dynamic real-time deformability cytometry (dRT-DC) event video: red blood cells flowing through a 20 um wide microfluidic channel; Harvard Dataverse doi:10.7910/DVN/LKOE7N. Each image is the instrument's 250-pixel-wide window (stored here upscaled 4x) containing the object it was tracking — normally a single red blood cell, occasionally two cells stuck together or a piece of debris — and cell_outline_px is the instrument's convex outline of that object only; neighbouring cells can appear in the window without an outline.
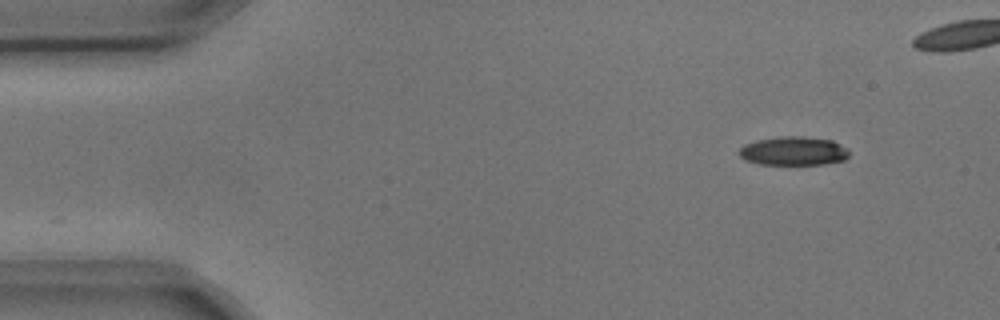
{"species": "common noctule bat (a hibernating species)", "species_latin": "Nyctalus noctula", "temperature_condition": "cold", "stored_images_in_passage": 2, "camera_frame_rate_fps": 3000, "um_per_image_px": 0.085, "animal": {"sex": "male", "body_mass_g": 17.9, "forearm_length_mm": 54.2}, "frame": {"image": 1, "passage_image": 2, "time_ms": 0.333, "image_size_px": [1000, 320], "cell_outline_px": [[848, 156], [844, 160], [824, 164], [760, 164], [744, 160], [736, 152], [744, 144], [756, 140], [780, 136], [804, 136], [832, 140], [848, 148]], "centroid_in_image_um": [67.42, 12.83], "position_along_channel_um": 17.6, "area_um2": 18.61}}